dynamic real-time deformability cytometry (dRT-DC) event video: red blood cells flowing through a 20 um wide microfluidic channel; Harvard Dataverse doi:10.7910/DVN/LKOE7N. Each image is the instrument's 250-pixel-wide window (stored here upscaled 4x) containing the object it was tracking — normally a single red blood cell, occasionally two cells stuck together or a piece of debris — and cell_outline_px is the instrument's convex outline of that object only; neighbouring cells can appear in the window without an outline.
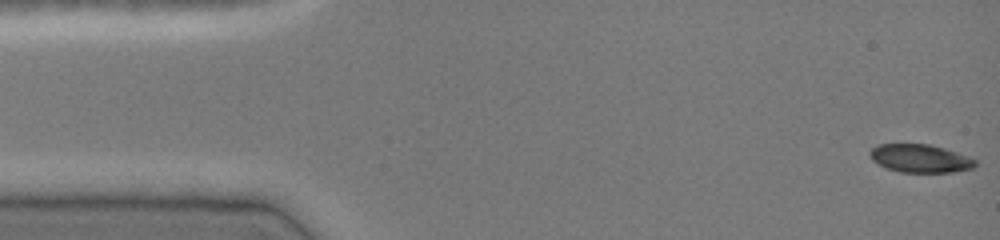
{"species": "common noctule bat (a hibernating species)", "species_latin": "Nyctalus noctula", "temperature_condition": "cold", "stored_images_in_passage": 47, "camera_frame_rate_fps": 3000, "um_per_image_px": 0.085, "animal": {"sex": "female", "body_mass_g": 19.0, "forearm_length_mm": 51.5}, "frame": {"image": 1, "passage_image": 1, "time_ms": 0.0, "image_size_px": [1000, 240], "cell_outline_px": [[976, 164], [972, 168], [952, 172], [900, 172], [888, 168], [872, 160], [868, 152], [872, 148], [880, 144], [928, 144], [944, 148], [968, 156], [976, 160]], "centroid_in_image_um": [78.21, 13.46], "position_along_channel_um": 6.8, "area_um2": 17.11}}
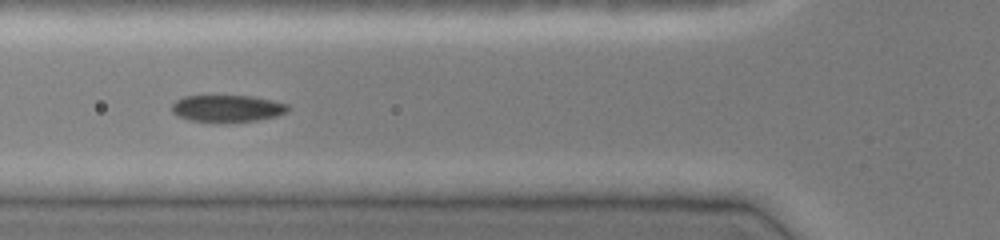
{"frame": {"image": 2, "passage_image": 17, "time_ms": 5.333, "image_size_px": [1000, 240], "cell_outline_px": [[292, 108], [276, 116], [256, 120], [188, 120], [176, 116], [172, 112], [172, 104], [176, 100], [184, 96], [252, 96], [272, 100], [288, 104]], "centroid_in_image_um": [19.31, 9.18], "position_along_channel_um": 106.5, "area_um2": 17.69}}
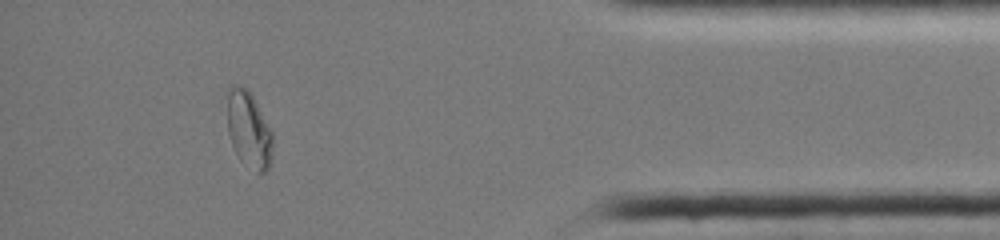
{"frame": {"image": 3, "passage_image": 42, "time_ms": 13.667, "image_size_px": [1000, 240], "cell_outline_px": [[272, 164], [264, 172], [256, 172], [240, 160], [232, 144], [228, 132], [220, 100], [224, 92], [232, 84], [236, 84], [244, 88], [252, 96], [272, 132]], "centroid_in_image_um": [21.03, 10.93], "position_along_channel_um": 414.2, "area_um2": 21.27}, "authors_computed_cell_mechanics": {"area_um2": 18.9006, "velocity_mm_per_s": 4.075, "shape_relaxation_time_tau1_ms": 5.0109, "shape_relaxation_time_tau2_ms": null, "deformation_change_tau1": 0.1487, "deformation_change_tau2": null}}